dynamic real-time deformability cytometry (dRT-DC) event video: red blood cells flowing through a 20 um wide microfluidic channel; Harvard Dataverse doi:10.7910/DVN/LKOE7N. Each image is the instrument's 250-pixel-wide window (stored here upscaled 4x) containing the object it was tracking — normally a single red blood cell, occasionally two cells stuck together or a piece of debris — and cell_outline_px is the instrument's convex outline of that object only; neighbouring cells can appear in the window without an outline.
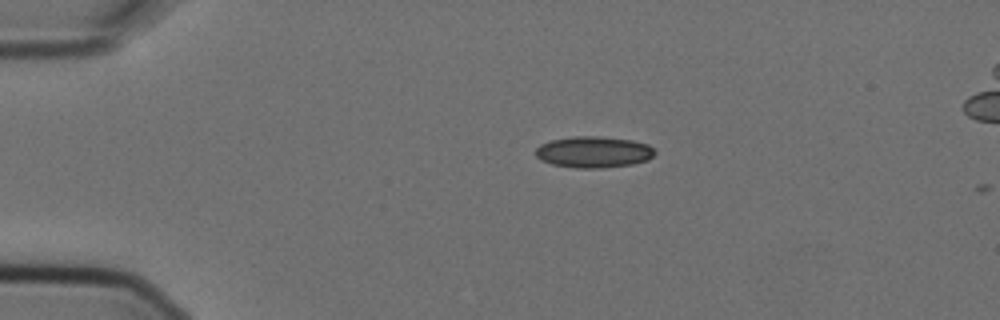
{"species": "Egyptian fruit bat (a non-hibernating species)", "species_latin": "Rousettus aegyptiacus", "temperature_condition": "cold", "stored_images_in_passage": 2, "camera_frame_rate_fps": 3000, "um_per_image_px": 0.085, "animal": {"sex": "female"}, "frame": {"image": 1, "passage_image": 1, "time_ms": 0.0, "image_size_px": [1000, 320], "cell_outline_px": [[656, 152], [648, 160], [632, 164], [604, 168], [576, 168], [552, 164], [540, 160], [536, 156], [536, 148], [540, 144], [552, 140], [572, 136], [596, 136], [632, 140], [648, 144]], "centroid_in_image_um": [50.45, 12.92], "position_along_channel_um": 34.6, "area_um2": 21.79}}